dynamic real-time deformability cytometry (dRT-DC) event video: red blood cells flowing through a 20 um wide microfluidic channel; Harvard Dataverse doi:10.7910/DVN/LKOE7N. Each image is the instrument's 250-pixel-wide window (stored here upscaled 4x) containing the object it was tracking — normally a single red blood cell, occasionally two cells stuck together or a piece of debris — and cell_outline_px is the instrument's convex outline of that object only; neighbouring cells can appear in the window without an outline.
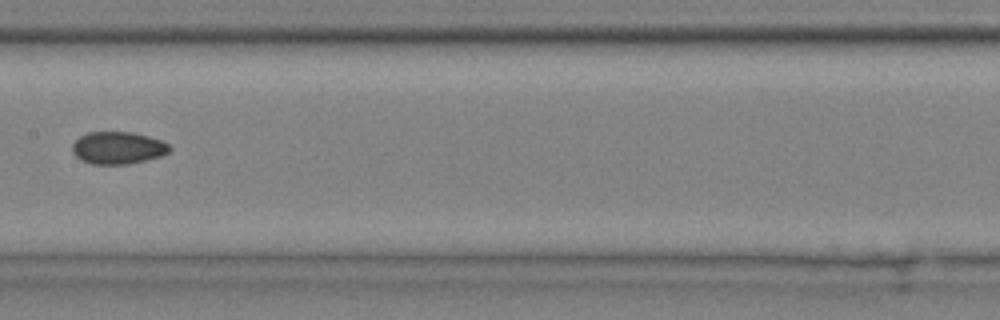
{"species": "common noctule bat (a hibernating species)", "species_latin": "Nyctalus noctula", "temperature_condition": "cold", "stored_images_in_passage": 8, "camera_frame_rate_fps": 3000, "um_per_image_px": 0.085, "animal": {"sex": "male", "body_mass_g": 20.4}, "frame": {"image": 1, "passage_image": 5, "time_ms": 1.333, "image_size_px": [1000, 320], "cell_outline_px": [[172, 148], [168, 152], [160, 156], [128, 164], [92, 164], [80, 160], [72, 152], [72, 144], [80, 136], [88, 132], [132, 132], [148, 136], [160, 140], [168, 144]], "centroid_in_image_um": [10.0, 12.57], "position_along_channel_um": 197.4, "area_um2": 18.26}}